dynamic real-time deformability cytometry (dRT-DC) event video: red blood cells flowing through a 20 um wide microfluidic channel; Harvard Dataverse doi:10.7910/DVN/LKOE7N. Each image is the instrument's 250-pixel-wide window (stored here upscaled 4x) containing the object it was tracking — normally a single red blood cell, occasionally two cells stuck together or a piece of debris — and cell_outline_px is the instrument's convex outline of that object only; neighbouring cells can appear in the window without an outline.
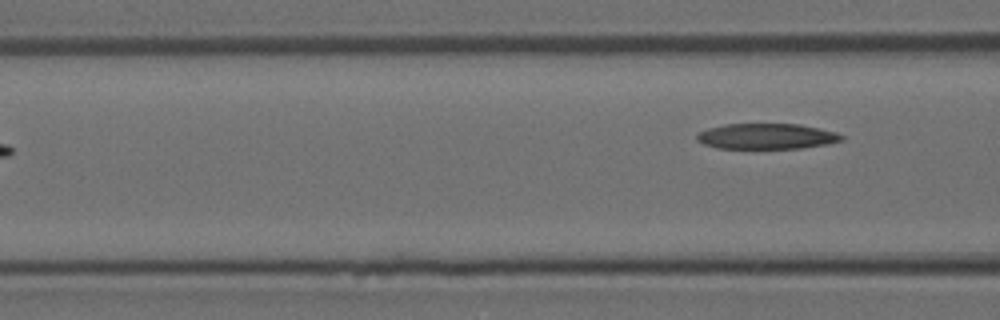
{"species": "Egyptian fruit bat (a non-hibernating species)", "species_latin": "Rousettus aegyptiacus", "temperature_condition": "room temperature", "stored_images_in_passage": 6, "camera_frame_rate_fps": 3000, "um_per_image_px": 0.085, "animal": {"sex": "female"}, "frame": {"image": 1, "passage_image": 6, "time_ms": 7.333, "image_size_px": [1000, 320], "cell_outline_px": [[844, 140], [828, 144], [800, 148], [716, 148], [704, 144], [696, 140], [696, 136], [700, 132], [708, 128], [724, 124], [800, 124], [820, 128], [836, 132], [844, 136]], "centroid_in_image_um": [65.18, 11.58], "position_along_channel_um": 101.4, "area_um2": 21.62}}